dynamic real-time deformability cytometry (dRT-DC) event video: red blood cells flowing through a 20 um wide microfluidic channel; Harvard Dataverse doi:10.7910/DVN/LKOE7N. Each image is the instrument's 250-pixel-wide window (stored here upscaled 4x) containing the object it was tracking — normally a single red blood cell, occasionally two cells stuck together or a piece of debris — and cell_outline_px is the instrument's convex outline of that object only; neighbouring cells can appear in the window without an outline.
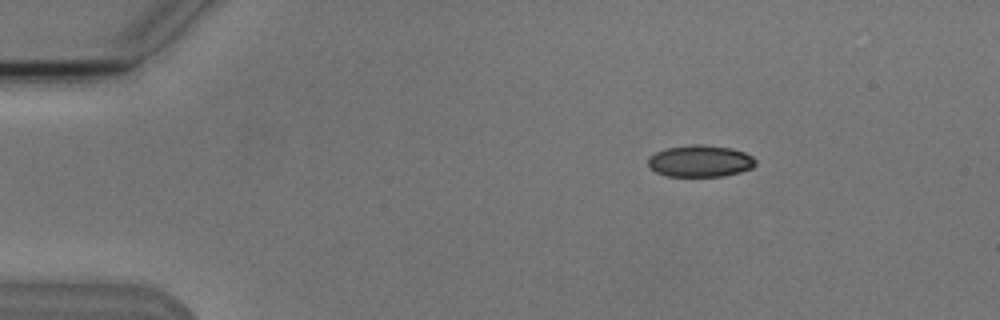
{"species": "Egyptian fruit bat (a non-hibernating species)", "species_latin": "Rousettus aegyptiacus", "temperature_condition": "cold", "stored_images_in_passage": 4, "camera_frame_rate_fps": 3000, "um_per_image_px": 0.085, "animal": {"sex": "male"}, "frame": {"image": 1, "passage_image": 2, "time_ms": 2.0, "image_size_px": [1000, 320], "cell_outline_px": [[756, 164], [752, 168], [740, 172], [724, 176], [668, 176], [656, 172], [648, 168], [648, 156], [664, 148], [692, 144], [700, 144], [732, 148], [744, 152], [752, 156], [756, 160]], "centroid_in_image_um": [59.49, 13.68], "position_along_channel_um": 25.5, "area_um2": 20.11}}